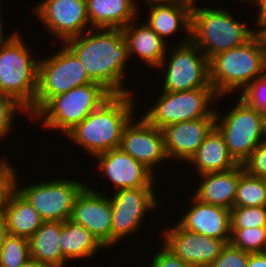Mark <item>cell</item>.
I'll return each instance as SVG.
<instances>
[{
  "label": "cell",
  "instance_id": "cb8c5ba5",
  "mask_svg": "<svg viewBox=\"0 0 266 267\" xmlns=\"http://www.w3.org/2000/svg\"><path fill=\"white\" fill-rule=\"evenodd\" d=\"M189 163L195 165L198 175L225 172L239 165L229 154L225 139L216 126L207 134Z\"/></svg>",
  "mask_w": 266,
  "mask_h": 267
},
{
  "label": "cell",
  "instance_id": "9a60e30c",
  "mask_svg": "<svg viewBox=\"0 0 266 267\" xmlns=\"http://www.w3.org/2000/svg\"><path fill=\"white\" fill-rule=\"evenodd\" d=\"M161 231L163 245L192 267H208L229 244V241L186 230L178 223Z\"/></svg>",
  "mask_w": 266,
  "mask_h": 267
},
{
  "label": "cell",
  "instance_id": "7c38bea8",
  "mask_svg": "<svg viewBox=\"0 0 266 267\" xmlns=\"http://www.w3.org/2000/svg\"><path fill=\"white\" fill-rule=\"evenodd\" d=\"M154 191L155 181L148 187L118 190L110 197L113 216L112 246L138 232L145 213L159 206Z\"/></svg>",
  "mask_w": 266,
  "mask_h": 267
},
{
  "label": "cell",
  "instance_id": "3957f363",
  "mask_svg": "<svg viewBox=\"0 0 266 267\" xmlns=\"http://www.w3.org/2000/svg\"><path fill=\"white\" fill-rule=\"evenodd\" d=\"M210 83L219 96L241 87L243 91L256 78L266 74V52L257 35L246 44L229 49L209 60Z\"/></svg>",
  "mask_w": 266,
  "mask_h": 267
},
{
  "label": "cell",
  "instance_id": "f1b7e54d",
  "mask_svg": "<svg viewBox=\"0 0 266 267\" xmlns=\"http://www.w3.org/2000/svg\"><path fill=\"white\" fill-rule=\"evenodd\" d=\"M31 259L28 239L8 235L0 250V267H20Z\"/></svg>",
  "mask_w": 266,
  "mask_h": 267
},
{
  "label": "cell",
  "instance_id": "603a6c76",
  "mask_svg": "<svg viewBox=\"0 0 266 267\" xmlns=\"http://www.w3.org/2000/svg\"><path fill=\"white\" fill-rule=\"evenodd\" d=\"M128 45L129 54L137 56L147 63L146 65L156 68L160 65L168 49L167 41H164L146 23L137 25L130 22L121 29Z\"/></svg>",
  "mask_w": 266,
  "mask_h": 267
},
{
  "label": "cell",
  "instance_id": "8992f818",
  "mask_svg": "<svg viewBox=\"0 0 266 267\" xmlns=\"http://www.w3.org/2000/svg\"><path fill=\"white\" fill-rule=\"evenodd\" d=\"M111 95L96 82L78 86L51 97L31 119H43L42 127L61 130L66 135Z\"/></svg>",
  "mask_w": 266,
  "mask_h": 267
},
{
  "label": "cell",
  "instance_id": "ee69618b",
  "mask_svg": "<svg viewBox=\"0 0 266 267\" xmlns=\"http://www.w3.org/2000/svg\"><path fill=\"white\" fill-rule=\"evenodd\" d=\"M1 9V8H0ZM1 12V11H0ZM2 20V16H1V13H0V46L7 43L8 41H10L17 33H12L10 35H8V37L6 36V39H5V35H3V28H4V25L3 22L1 21ZM3 26V27H2Z\"/></svg>",
  "mask_w": 266,
  "mask_h": 267
},
{
  "label": "cell",
  "instance_id": "ffe728a7",
  "mask_svg": "<svg viewBox=\"0 0 266 267\" xmlns=\"http://www.w3.org/2000/svg\"><path fill=\"white\" fill-rule=\"evenodd\" d=\"M244 172L242 164H239L225 172L200 175L202 181L193 196L203 203L222 206L231 210L234 207L240 176Z\"/></svg>",
  "mask_w": 266,
  "mask_h": 267
},
{
  "label": "cell",
  "instance_id": "ac0fdd59",
  "mask_svg": "<svg viewBox=\"0 0 266 267\" xmlns=\"http://www.w3.org/2000/svg\"><path fill=\"white\" fill-rule=\"evenodd\" d=\"M214 126L215 117H204L162 128L167 158L189 162Z\"/></svg>",
  "mask_w": 266,
  "mask_h": 267
},
{
  "label": "cell",
  "instance_id": "4316f807",
  "mask_svg": "<svg viewBox=\"0 0 266 267\" xmlns=\"http://www.w3.org/2000/svg\"><path fill=\"white\" fill-rule=\"evenodd\" d=\"M62 255L66 261L92 257L105 247L82 225L72 220L61 222Z\"/></svg>",
  "mask_w": 266,
  "mask_h": 267
},
{
  "label": "cell",
  "instance_id": "5bb4252c",
  "mask_svg": "<svg viewBox=\"0 0 266 267\" xmlns=\"http://www.w3.org/2000/svg\"><path fill=\"white\" fill-rule=\"evenodd\" d=\"M85 227L104 247L112 245V208L110 196L87 185L76 196L71 218Z\"/></svg>",
  "mask_w": 266,
  "mask_h": 267
},
{
  "label": "cell",
  "instance_id": "f6af8a7d",
  "mask_svg": "<svg viewBox=\"0 0 266 267\" xmlns=\"http://www.w3.org/2000/svg\"><path fill=\"white\" fill-rule=\"evenodd\" d=\"M20 267H49V266L42 264V263L36 261L35 259L31 258L27 262L22 264Z\"/></svg>",
  "mask_w": 266,
  "mask_h": 267
},
{
  "label": "cell",
  "instance_id": "d4e9b609",
  "mask_svg": "<svg viewBox=\"0 0 266 267\" xmlns=\"http://www.w3.org/2000/svg\"><path fill=\"white\" fill-rule=\"evenodd\" d=\"M148 7L149 20L145 23L164 41L180 28H183L180 30H184L185 38L191 39V12L187 8L169 2H153Z\"/></svg>",
  "mask_w": 266,
  "mask_h": 267
},
{
  "label": "cell",
  "instance_id": "2e32d148",
  "mask_svg": "<svg viewBox=\"0 0 266 267\" xmlns=\"http://www.w3.org/2000/svg\"><path fill=\"white\" fill-rule=\"evenodd\" d=\"M119 148L152 172L156 164L168 159L162 130L151 125L143 116L136 122L131 118L126 124Z\"/></svg>",
  "mask_w": 266,
  "mask_h": 267
},
{
  "label": "cell",
  "instance_id": "bcb514c9",
  "mask_svg": "<svg viewBox=\"0 0 266 267\" xmlns=\"http://www.w3.org/2000/svg\"><path fill=\"white\" fill-rule=\"evenodd\" d=\"M261 126L263 141L266 142V113H261Z\"/></svg>",
  "mask_w": 266,
  "mask_h": 267
},
{
  "label": "cell",
  "instance_id": "b9f144b4",
  "mask_svg": "<svg viewBox=\"0 0 266 267\" xmlns=\"http://www.w3.org/2000/svg\"><path fill=\"white\" fill-rule=\"evenodd\" d=\"M15 171L16 168L8 163L7 159L0 158V175H14Z\"/></svg>",
  "mask_w": 266,
  "mask_h": 267
},
{
  "label": "cell",
  "instance_id": "4fadbf2b",
  "mask_svg": "<svg viewBox=\"0 0 266 267\" xmlns=\"http://www.w3.org/2000/svg\"><path fill=\"white\" fill-rule=\"evenodd\" d=\"M32 11L44 24V28L61 39L62 43L81 35L86 28L92 29L89 26L86 0H43Z\"/></svg>",
  "mask_w": 266,
  "mask_h": 267
},
{
  "label": "cell",
  "instance_id": "74e56055",
  "mask_svg": "<svg viewBox=\"0 0 266 267\" xmlns=\"http://www.w3.org/2000/svg\"><path fill=\"white\" fill-rule=\"evenodd\" d=\"M247 267H266V256L263 253H250Z\"/></svg>",
  "mask_w": 266,
  "mask_h": 267
},
{
  "label": "cell",
  "instance_id": "e575fe53",
  "mask_svg": "<svg viewBox=\"0 0 266 267\" xmlns=\"http://www.w3.org/2000/svg\"><path fill=\"white\" fill-rule=\"evenodd\" d=\"M244 171L254 177L266 178V142L262 141L242 163Z\"/></svg>",
  "mask_w": 266,
  "mask_h": 267
},
{
  "label": "cell",
  "instance_id": "277c9868",
  "mask_svg": "<svg viewBox=\"0 0 266 267\" xmlns=\"http://www.w3.org/2000/svg\"><path fill=\"white\" fill-rule=\"evenodd\" d=\"M242 22L221 7H200L191 12V41L210 60L218 53L246 44L256 35L255 28Z\"/></svg>",
  "mask_w": 266,
  "mask_h": 267
},
{
  "label": "cell",
  "instance_id": "30bf717a",
  "mask_svg": "<svg viewBox=\"0 0 266 267\" xmlns=\"http://www.w3.org/2000/svg\"><path fill=\"white\" fill-rule=\"evenodd\" d=\"M218 113L215 108V126L222 133L229 154L242 164L263 141L261 112L239 97L227 114L220 117Z\"/></svg>",
  "mask_w": 266,
  "mask_h": 267
},
{
  "label": "cell",
  "instance_id": "7dc6e473",
  "mask_svg": "<svg viewBox=\"0 0 266 267\" xmlns=\"http://www.w3.org/2000/svg\"><path fill=\"white\" fill-rule=\"evenodd\" d=\"M146 3H153V2H169L171 3V0H145Z\"/></svg>",
  "mask_w": 266,
  "mask_h": 267
},
{
  "label": "cell",
  "instance_id": "f546056e",
  "mask_svg": "<svg viewBox=\"0 0 266 267\" xmlns=\"http://www.w3.org/2000/svg\"><path fill=\"white\" fill-rule=\"evenodd\" d=\"M229 244L248 253H262L266 244V227L231 229Z\"/></svg>",
  "mask_w": 266,
  "mask_h": 267
},
{
  "label": "cell",
  "instance_id": "44dd1931",
  "mask_svg": "<svg viewBox=\"0 0 266 267\" xmlns=\"http://www.w3.org/2000/svg\"><path fill=\"white\" fill-rule=\"evenodd\" d=\"M1 214L8 234L29 239L44 223L39 213L13 187L7 194Z\"/></svg>",
  "mask_w": 266,
  "mask_h": 267
},
{
  "label": "cell",
  "instance_id": "ab89813d",
  "mask_svg": "<svg viewBox=\"0 0 266 267\" xmlns=\"http://www.w3.org/2000/svg\"><path fill=\"white\" fill-rule=\"evenodd\" d=\"M255 29H256V35L259 37L262 43V47L266 52V23H256Z\"/></svg>",
  "mask_w": 266,
  "mask_h": 267
},
{
  "label": "cell",
  "instance_id": "1f68e13d",
  "mask_svg": "<svg viewBox=\"0 0 266 267\" xmlns=\"http://www.w3.org/2000/svg\"><path fill=\"white\" fill-rule=\"evenodd\" d=\"M240 94V98L248 105L266 113V74L256 78Z\"/></svg>",
  "mask_w": 266,
  "mask_h": 267
},
{
  "label": "cell",
  "instance_id": "8d00e7d4",
  "mask_svg": "<svg viewBox=\"0 0 266 267\" xmlns=\"http://www.w3.org/2000/svg\"><path fill=\"white\" fill-rule=\"evenodd\" d=\"M14 175H0V213L8 192L13 188Z\"/></svg>",
  "mask_w": 266,
  "mask_h": 267
},
{
  "label": "cell",
  "instance_id": "6da1fadb",
  "mask_svg": "<svg viewBox=\"0 0 266 267\" xmlns=\"http://www.w3.org/2000/svg\"><path fill=\"white\" fill-rule=\"evenodd\" d=\"M64 44L80 60L93 82L101 84L111 94L133 93L123 88L130 54L121 29L92 28Z\"/></svg>",
  "mask_w": 266,
  "mask_h": 267
},
{
  "label": "cell",
  "instance_id": "5b68a950",
  "mask_svg": "<svg viewBox=\"0 0 266 267\" xmlns=\"http://www.w3.org/2000/svg\"><path fill=\"white\" fill-rule=\"evenodd\" d=\"M30 51L18 33L0 46V94L13 98L26 112L35 102L39 62Z\"/></svg>",
  "mask_w": 266,
  "mask_h": 267
},
{
  "label": "cell",
  "instance_id": "60d3db41",
  "mask_svg": "<svg viewBox=\"0 0 266 267\" xmlns=\"http://www.w3.org/2000/svg\"><path fill=\"white\" fill-rule=\"evenodd\" d=\"M195 1L196 0H171V3L174 5H179V6L185 7L190 12H193V11L198 10L200 8L199 6L196 5Z\"/></svg>",
  "mask_w": 266,
  "mask_h": 267
},
{
  "label": "cell",
  "instance_id": "9c48e42d",
  "mask_svg": "<svg viewBox=\"0 0 266 267\" xmlns=\"http://www.w3.org/2000/svg\"><path fill=\"white\" fill-rule=\"evenodd\" d=\"M218 97L213 87L182 92L162 91L155 104L142 116L159 129L173 123L215 117V107L211 109L213 106L209 104Z\"/></svg>",
  "mask_w": 266,
  "mask_h": 267
},
{
  "label": "cell",
  "instance_id": "7402d4cb",
  "mask_svg": "<svg viewBox=\"0 0 266 267\" xmlns=\"http://www.w3.org/2000/svg\"><path fill=\"white\" fill-rule=\"evenodd\" d=\"M135 1L86 0L91 28L123 29L139 14L138 3Z\"/></svg>",
  "mask_w": 266,
  "mask_h": 267
},
{
  "label": "cell",
  "instance_id": "d6a6232c",
  "mask_svg": "<svg viewBox=\"0 0 266 267\" xmlns=\"http://www.w3.org/2000/svg\"><path fill=\"white\" fill-rule=\"evenodd\" d=\"M17 110L27 115L25 109L13 98L0 94V139L6 137L11 132V127H14L12 121L15 118V113H18Z\"/></svg>",
  "mask_w": 266,
  "mask_h": 267
},
{
  "label": "cell",
  "instance_id": "e0dca14e",
  "mask_svg": "<svg viewBox=\"0 0 266 267\" xmlns=\"http://www.w3.org/2000/svg\"><path fill=\"white\" fill-rule=\"evenodd\" d=\"M95 157L99 171L102 170L104 176L114 184L115 191L148 187L156 181L151 170L120 148L111 149Z\"/></svg>",
  "mask_w": 266,
  "mask_h": 267
},
{
  "label": "cell",
  "instance_id": "d6986e66",
  "mask_svg": "<svg viewBox=\"0 0 266 267\" xmlns=\"http://www.w3.org/2000/svg\"><path fill=\"white\" fill-rule=\"evenodd\" d=\"M193 200V201H192ZM192 206L177 222L182 228L223 241H230L231 210L191 198Z\"/></svg>",
  "mask_w": 266,
  "mask_h": 267
},
{
  "label": "cell",
  "instance_id": "7bdbcfd3",
  "mask_svg": "<svg viewBox=\"0 0 266 267\" xmlns=\"http://www.w3.org/2000/svg\"><path fill=\"white\" fill-rule=\"evenodd\" d=\"M8 230L6 228L5 220L0 213V250L2 249L5 238L8 236Z\"/></svg>",
  "mask_w": 266,
  "mask_h": 267
},
{
  "label": "cell",
  "instance_id": "52a82bcc",
  "mask_svg": "<svg viewBox=\"0 0 266 267\" xmlns=\"http://www.w3.org/2000/svg\"><path fill=\"white\" fill-rule=\"evenodd\" d=\"M62 46L53 56L39 58L36 98L27 111L30 119L51 97L93 83L76 55Z\"/></svg>",
  "mask_w": 266,
  "mask_h": 267
},
{
  "label": "cell",
  "instance_id": "836d02e7",
  "mask_svg": "<svg viewBox=\"0 0 266 267\" xmlns=\"http://www.w3.org/2000/svg\"><path fill=\"white\" fill-rule=\"evenodd\" d=\"M249 254L227 244L221 254L208 267H247Z\"/></svg>",
  "mask_w": 266,
  "mask_h": 267
},
{
  "label": "cell",
  "instance_id": "c3c4849f",
  "mask_svg": "<svg viewBox=\"0 0 266 267\" xmlns=\"http://www.w3.org/2000/svg\"><path fill=\"white\" fill-rule=\"evenodd\" d=\"M243 1H244V0H243ZM245 1H246V0H245ZM258 1H259V0H248L249 3L251 2V4H249V5H252V3L255 5Z\"/></svg>",
  "mask_w": 266,
  "mask_h": 267
},
{
  "label": "cell",
  "instance_id": "681fc988",
  "mask_svg": "<svg viewBox=\"0 0 266 267\" xmlns=\"http://www.w3.org/2000/svg\"><path fill=\"white\" fill-rule=\"evenodd\" d=\"M262 253L266 256V244L264 246V249H263Z\"/></svg>",
  "mask_w": 266,
  "mask_h": 267
},
{
  "label": "cell",
  "instance_id": "83f0119b",
  "mask_svg": "<svg viewBox=\"0 0 266 267\" xmlns=\"http://www.w3.org/2000/svg\"><path fill=\"white\" fill-rule=\"evenodd\" d=\"M266 207L265 179L244 172L239 179L234 207Z\"/></svg>",
  "mask_w": 266,
  "mask_h": 267
},
{
  "label": "cell",
  "instance_id": "ba28073f",
  "mask_svg": "<svg viewBox=\"0 0 266 267\" xmlns=\"http://www.w3.org/2000/svg\"><path fill=\"white\" fill-rule=\"evenodd\" d=\"M163 65L167 66L164 69L166 74H164L165 81L162 88L165 92H182L200 87H212L209 59L191 39H182L169 47V51L166 52L157 68L160 69V67H164Z\"/></svg>",
  "mask_w": 266,
  "mask_h": 267
},
{
  "label": "cell",
  "instance_id": "484cf974",
  "mask_svg": "<svg viewBox=\"0 0 266 267\" xmlns=\"http://www.w3.org/2000/svg\"><path fill=\"white\" fill-rule=\"evenodd\" d=\"M61 222H44L28 239L32 259L49 267H64L67 261L62 255Z\"/></svg>",
  "mask_w": 266,
  "mask_h": 267
},
{
  "label": "cell",
  "instance_id": "f35d334b",
  "mask_svg": "<svg viewBox=\"0 0 266 267\" xmlns=\"http://www.w3.org/2000/svg\"><path fill=\"white\" fill-rule=\"evenodd\" d=\"M255 6L259 8L255 23H266V0H259Z\"/></svg>",
  "mask_w": 266,
  "mask_h": 267
},
{
  "label": "cell",
  "instance_id": "8fae6325",
  "mask_svg": "<svg viewBox=\"0 0 266 267\" xmlns=\"http://www.w3.org/2000/svg\"><path fill=\"white\" fill-rule=\"evenodd\" d=\"M16 172L13 187L33 206L44 222H64L71 218L75 198L86 186L85 182L63 178L34 182L28 187L18 188Z\"/></svg>",
  "mask_w": 266,
  "mask_h": 267
},
{
  "label": "cell",
  "instance_id": "d590c367",
  "mask_svg": "<svg viewBox=\"0 0 266 267\" xmlns=\"http://www.w3.org/2000/svg\"><path fill=\"white\" fill-rule=\"evenodd\" d=\"M149 267H192L175 255L165 245L161 251L155 253Z\"/></svg>",
  "mask_w": 266,
  "mask_h": 267
},
{
  "label": "cell",
  "instance_id": "7a4b0ae2",
  "mask_svg": "<svg viewBox=\"0 0 266 267\" xmlns=\"http://www.w3.org/2000/svg\"><path fill=\"white\" fill-rule=\"evenodd\" d=\"M133 93L112 94L65 136L91 156L119 148L122 132L133 118Z\"/></svg>",
  "mask_w": 266,
  "mask_h": 267
},
{
  "label": "cell",
  "instance_id": "4dcf8cb0",
  "mask_svg": "<svg viewBox=\"0 0 266 267\" xmlns=\"http://www.w3.org/2000/svg\"><path fill=\"white\" fill-rule=\"evenodd\" d=\"M266 227V207H233L231 229Z\"/></svg>",
  "mask_w": 266,
  "mask_h": 267
}]
</instances>
